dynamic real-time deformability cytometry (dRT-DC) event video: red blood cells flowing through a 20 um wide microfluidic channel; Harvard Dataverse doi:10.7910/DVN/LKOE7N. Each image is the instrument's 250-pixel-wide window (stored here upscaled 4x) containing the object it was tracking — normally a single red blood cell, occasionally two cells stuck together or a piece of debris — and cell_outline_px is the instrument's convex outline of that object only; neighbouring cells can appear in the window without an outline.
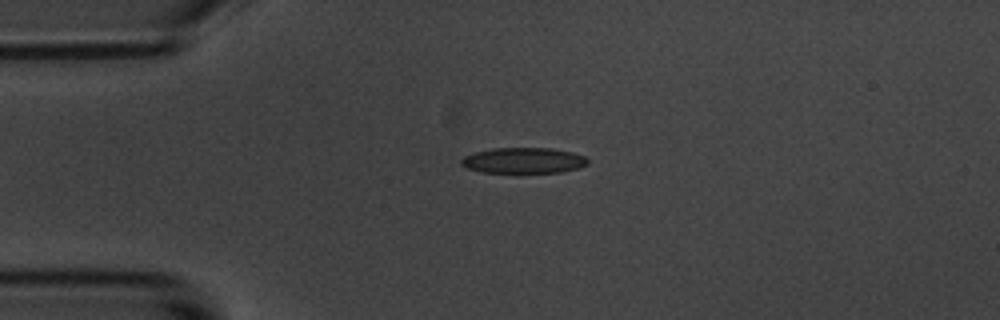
{"species": "common noctule bat (a hibernating species)", "species_latin": "Nyctalus noctula", "temperature_condition": "room temperature", "stored_images_in_passage": 3, "camera_frame_rate_fps": 3000, "um_per_image_px": 0.085, "animal": {"sex": "male", "body_mass_g": 20.1, "forearm_length_mm": 53.5}, "frame": {"image": 1, "passage_image": 1, "time_ms": 0.0, "image_size_px": [1000, 320], "cell_outline_px": [[588, 164], [580, 168], [560, 172], [480, 172], [468, 168], [460, 164], [460, 160], [464, 156], [476, 152], [492, 148], [552, 148], [572, 152], [584, 156], [588, 160]], "centroid_in_image_um": [44.51, 13.63], "position_along_channel_um": 40.5, "area_um2": 18.9}}